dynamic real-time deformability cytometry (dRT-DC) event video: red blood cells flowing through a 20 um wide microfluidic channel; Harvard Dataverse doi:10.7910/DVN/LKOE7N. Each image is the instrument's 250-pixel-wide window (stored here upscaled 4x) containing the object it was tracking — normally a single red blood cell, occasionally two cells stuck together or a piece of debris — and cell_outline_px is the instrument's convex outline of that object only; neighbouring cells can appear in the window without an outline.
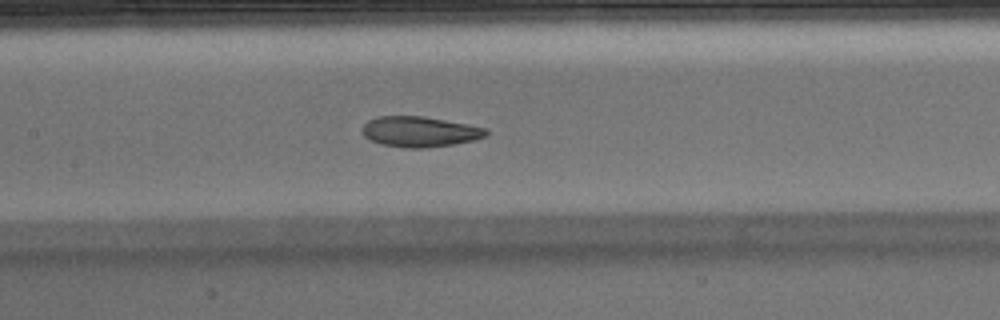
{"species": "Egyptian fruit bat (a non-hibernating species)", "species_latin": "Rousettus aegyptiacus", "temperature_condition": "warm", "stored_images_in_passage": 39, "camera_frame_rate_fps": 3000, "um_per_image_px": 0.085, "animal": {"sex": "male"}, "frame": {"image": 1, "passage_image": 12, "time_ms": 3.667, "image_size_px": [1000, 320], "cell_outline_px": [[488, 136], [472, 140], [452, 144], [424, 148], [404, 148], [380, 144], [364, 136], [360, 128], [368, 120], [376, 116], [424, 116], [468, 124], [488, 128]], "centroid_in_image_um": [35.66, 11.18], "position_along_channel_um": 171.7, "area_um2": 22.14}}
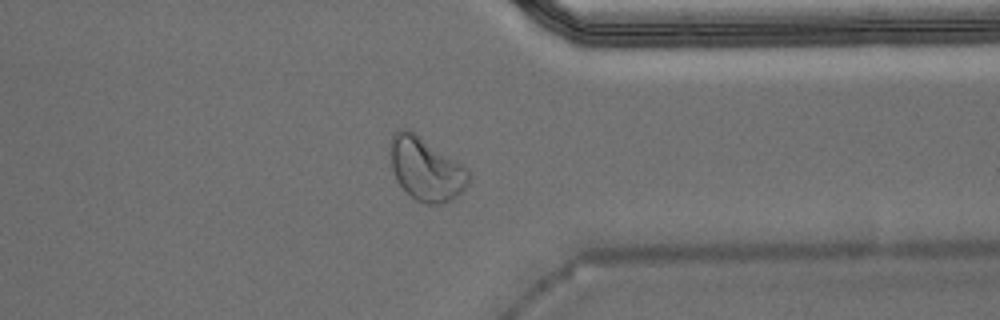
{"frame": {"image": 2, "passage_image": 28, "time_ms": 9.0, "image_size_px": [1000, 320], "cell_outline_px": [[468, 184], [456, 196], [444, 204], [428, 204], [416, 200], [396, 180], [392, 168], [392, 132], [400, 128], [408, 128], [468, 168]], "centroid_in_image_um": [36.21, 14.36], "position_along_channel_um": 375.2, "area_um2": 28.32}, "authors_computed_cell_mechanics": {"area_um2": 23.3512, "velocity_mm_per_s": 3.92, "shape_relaxation_time_tau1_ms": 4.9006, "shape_relaxation_time_tau2_ms": 2.1345, "deformation_change_tau1": 0.1531, "deformation_change_tau2": 0.0828}}